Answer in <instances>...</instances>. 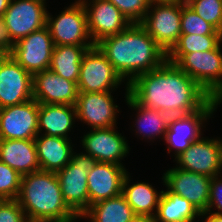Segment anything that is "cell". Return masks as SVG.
<instances>
[{
    "label": "cell",
    "mask_w": 222,
    "mask_h": 222,
    "mask_svg": "<svg viewBox=\"0 0 222 222\" xmlns=\"http://www.w3.org/2000/svg\"><path fill=\"white\" fill-rule=\"evenodd\" d=\"M29 222H75L65 203L56 172L37 171L21 177L17 198Z\"/></svg>",
    "instance_id": "3957f363"
},
{
    "label": "cell",
    "mask_w": 222,
    "mask_h": 222,
    "mask_svg": "<svg viewBox=\"0 0 222 222\" xmlns=\"http://www.w3.org/2000/svg\"><path fill=\"white\" fill-rule=\"evenodd\" d=\"M78 94L76 82L66 80L50 69L33 75V99L39 104L75 106Z\"/></svg>",
    "instance_id": "d6986e66"
},
{
    "label": "cell",
    "mask_w": 222,
    "mask_h": 222,
    "mask_svg": "<svg viewBox=\"0 0 222 222\" xmlns=\"http://www.w3.org/2000/svg\"><path fill=\"white\" fill-rule=\"evenodd\" d=\"M126 137L119 134L115 127L91 129L84 134L81 144L89 156L98 162L123 166L121 160L129 153Z\"/></svg>",
    "instance_id": "e0dca14e"
},
{
    "label": "cell",
    "mask_w": 222,
    "mask_h": 222,
    "mask_svg": "<svg viewBox=\"0 0 222 222\" xmlns=\"http://www.w3.org/2000/svg\"><path fill=\"white\" fill-rule=\"evenodd\" d=\"M54 46L49 29L44 26L15 43L10 55L33 76L49 69Z\"/></svg>",
    "instance_id": "30bf717a"
},
{
    "label": "cell",
    "mask_w": 222,
    "mask_h": 222,
    "mask_svg": "<svg viewBox=\"0 0 222 222\" xmlns=\"http://www.w3.org/2000/svg\"><path fill=\"white\" fill-rule=\"evenodd\" d=\"M206 22L222 33V0H185Z\"/></svg>",
    "instance_id": "4dcf8cb0"
},
{
    "label": "cell",
    "mask_w": 222,
    "mask_h": 222,
    "mask_svg": "<svg viewBox=\"0 0 222 222\" xmlns=\"http://www.w3.org/2000/svg\"><path fill=\"white\" fill-rule=\"evenodd\" d=\"M54 18L47 13L46 26L54 45H95L89 34L86 10L80 0Z\"/></svg>",
    "instance_id": "ba28073f"
},
{
    "label": "cell",
    "mask_w": 222,
    "mask_h": 222,
    "mask_svg": "<svg viewBox=\"0 0 222 222\" xmlns=\"http://www.w3.org/2000/svg\"><path fill=\"white\" fill-rule=\"evenodd\" d=\"M136 214L120 194L91 205L81 216L91 222H129Z\"/></svg>",
    "instance_id": "83f0119b"
},
{
    "label": "cell",
    "mask_w": 222,
    "mask_h": 222,
    "mask_svg": "<svg viewBox=\"0 0 222 222\" xmlns=\"http://www.w3.org/2000/svg\"><path fill=\"white\" fill-rule=\"evenodd\" d=\"M98 161L73 151L70 162L56 172L65 203L80 218L89 208L88 173Z\"/></svg>",
    "instance_id": "277c9868"
},
{
    "label": "cell",
    "mask_w": 222,
    "mask_h": 222,
    "mask_svg": "<svg viewBox=\"0 0 222 222\" xmlns=\"http://www.w3.org/2000/svg\"><path fill=\"white\" fill-rule=\"evenodd\" d=\"M177 168L204 174L219 175L222 170V140L200 137L175 158Z\"/></svg>",
    "instance_id": "8fae6325"
},
{
    "label": "cell",
    "mask_w": 222,
    "mask_h": 222,
    "mask_svg": "<svg viewBox=\"0 0 222 222\" xmlns=\"http://www.w3.org/2000/svg\"><path fill=\"white\" fill-rule=\"evenodd\" d=\"M221 103L220 100L212 98L202 109L186 115L171 116L165 141L168 144V153L174 148L176 158L184 152L190 144L201 137V127L207 121ZM171 146V147H170Z\"/></svg>",
    "instance_id": "9c48e42d"
},
{
    "label": "cell",
    "mask_w": 222,
    "mask_h": 222,
    "mask_svg": "<svg viewBox=\"0 0 222 222\" xmlns=\"http://www.w3.org/2000/svg\"><path fill=\"white\" fill-rule=\"evenodd\" d=\"M123 81L97 45L85 52L77 82L79 93L113 91Z\"/></svg>",
    "instance_id": "52a82bcc"
},
{
    "label": "cell",
    "mask_w": 222,
    "mask_h": 222,
    "mask_svg": "<svg viewBox=\"0 0 222 222\" xmlns=\"http://www.w3.org/2000/svg\"><path fill=\"white\" fill-rule=\"evenodd\" d=\"M96 45L121 78L128 80L127 84L138 75L158 68L167 59V53L140 24H131Z\"/></svg>",
    "instance_id": "7a4b0ae2"
},
{
    "label": "cell",
    "mask_w": 222,
    "mask_h": 222,
    "mask_svg": "<svg viewBox=\"0 0 222 222\" xmlns=\"http://www.w3.org/2000/svg\"><path fill=\"white\" fill-rule=\"evenodd\" d=\"M0 222H29L17 199L0 200Z\"/></svg>",
    "instance_id": "836d02e7"
},
{
    "label": "cell",
    "mask_w": 222,
    "mask_h": 222,
    "mask_svg": "<svg viewBox=\"0 0 222 222\" xmlns=\"http://www.w3.org/2000/svg\"><path fill=\"white\" fill-rule=\"evenodd\" d=\"M21 176L0 161V200L17 199L20 193Z\"/></svg>",
    "instance_id": "1f68e13d"
},
{
    "label": "cell",
    "mask_w": 222,
    "mask_h": 222,
    "mask_svg": "<svg viewBox=\"0 0 222 222\" xmlns=\"http://www.w3.org/2000/svg\"><path fill=\"white\" fill-rule=\"evenodd\" d=\"M127 173L124 166L97 162L88 173L89 207L122 194L123 180Z\"/></svg>",
    "instance_id": "ffe728a7"
},
{
    "label": "cell",
    "mask_w": 222,
    "mask_h": 222,
    "mask_svg": "<svg viewBox=\"0 0 222 222\" xmlns=\"http://www.w3.org/2000/svg\"><path fill=\"white\" fill-rule=\"evenodd\" d=\"M176 65L195 80L212 98L222 102V53L212 50L186 53Z\"/></svg>",
    "instance_id": "8992f818"
},
{
    "label": "cell",
    "mask_w": 222,
    "mask_h": 222,
    "mask_svg": "<svg viewBox=\"0 0 222 222\" xmlns=\"http://www.w3.org/2000/svg\"><path fill=\"white\" fill-rule=\"evenodd\" d=\"M77 119L76 108L73 105L39 104L38 135L68 137L73 123Z\"/></svg>",
    "instance_id": "603a6c76"
},
{
    "label": "cell",
    "mask_w": 222,
    "mask_h": 222,
    "mask_svg": "<svg viewBox=\"0 0 222 222\" xmlns=\"http://www.w3.org/2000/svg\"><path fill=\"white\" fill-rule=\"evenodd\" d=\"M15 43L13 42L9 29L6 26L5 19L0 16V51L10 55L13 51Z\"/></svg>",
    "instance_id": "d590c367"
},
{
    "label": "cell",
    "mask_w": 222,
    "mask_h": 222,
    "mask_svg": "<svg viewBox=\"0 0 222 222\" xmlns=\"http://www.w3.org/2000/svg\"><path fill=\"white\" fill-rule=\"evenodd\" d=\"M111 93H79L75 104L77 120L80 119L92 129L116 127L119 106L114 103Z\"/></svg>",
    "instance_id": "ac0fdd59"
},
{
    "label": "cell",
    "mask_w": 222,
    "mask_h": 222,
    "mask_svg": "<svg viewBox=\"0 0 222 222\" xmlns=\"http://www.w3.org/2000/svg\"><path fill=\"white\" fill-rule=\"evenodd\" d=\"M7 56V54L1 53L0 54V64L2 63L3 59Z\"/></svg>",
    "instance_id": "ab89813d"
},
{
    "label": "cell",
    "mask_w": 222,
    "mask_h": 222,
    "mask_svg": "<svg viewBox=\"0 0 222 222\" xmlns=\"http://www.w3.org/2000/svg\"><path fill=\"white\" fill-rule=\"evenodd\" d=\"M220 175L211 177L210 190H209V200L207 210L211 212L212 208L216 207L219 211L213 212L218 215H222V180L219 179Z\"/></svg>",
    "instance_id": "e575fe53"
},
{
    "label": "cell",
    "mask_w": 222,
    "mask_h": 222,
    "mask_svg": "<svg viewBox=\"0 0 222 222\" xmlns=\"http://www.w3.org/2000/svg\"><path fill=\"white\" fill-rule=\"evenodd\" d=\"M129 181L130 178L127 173L123 180L122 195L125 197L134 213L136 215L155 217L163 190L159 193L152 185L146 182L129 185Z\"/></svg>",
    "instance_id": "cb8c5ba5"
},
{
    "label": "cell",
    "mask_w": 222,
    "mask_h": 222,
    "mask_svg": "<svg viewBox=\"0 0 222 222\" xmlns=\"http://www.w3.org/2000/svg\"><path fill=\"white\" fill-rule=\"evenodd\" d=\"M200 212L185 198L171 192L162 191L155 222H194Z\"/></svg>",
    "instance_id": "4316f807"
},
{
    "label": "cell",
    "mask_w": 222,
    "mask_h": 222,
    "mask_svg": "<svg viewBox=\"0 0 222 222\" xmlns=\"http://www.w3.org/2000/svg\"><path fill=\"white\" fill-rule=\"evenodd\" d=\"M95 45H55L49 69L66 80L78 82L82 57Z\"/></svg>",
    "instance_id": "d4e9b609"
},
{
    "label": "cell",
    "mask_w": 222,
    "mask_h": 222,
    "mask_svg": "<svg viewBox=\"0 0 222 222\" xmlns=\"http://www.w3.org/2000/svg\"><path fill=\"white\" fill-rule=\"evenodd\" d=\"M11 0H0V16H3Z\"/></svg>",
    "instance_id": "f35d334b"
},
{
    "label": "cell",
    "mask_w": 222,
    "mask_h": 222,
    "mask_svg": "<svg viewBox=\"0 0 222 222\" xmlns=\"http://www.w3.org/2000/svg\"><path fill=\"white\" fill-rule=\"evenodd\" d=\"M200 216L202 217L206 216L205 222H222V215H218L212 212L205 211L200 213Z\"/></svg>",
    "instance_id": "8d00e7d4"
},
{
    "label": "cell",
    "mask_w": 222,
    "mask_h": 222,
    "mask_svg": "<svg viewBox=\"0 0 222 222\" xmlns=\"http://www.w3.org/2000/svg\"><path fill=\"white\" fill-rule=\"evenodd\" d=\"M85 7L91 40L96 45L103 38L116 35L131 23L109 0H80ZM91 6V7H90Z\"/></svg>",
    "instance_id": "5bb4252c"
},
{
    "label": "cell",
    "mask_w": 222,
    "mask_h": 222,
    "mask_svg": "<svg viewBox=\"0 0 222 222\" xmlns=\"http://www.w3.org/2000/svg\"><path fill=\"white\" fill-rule=\"evenodd\" d=\"M128 90L139 105L170 116L194 113L212 99L195 80L167 59L158 68L135 77Z\"/></svg>",
    "instance_id": "6da1fadb"
},
{
    "label": "cell",
    "mask_w": 222,
    "mask_h": 222,
    "mask_svg": "<svg viewBox=\"0 0 222 222\" xmlns=\"http://www.w3.org/2000/svg\"><path fill=\"white\" fill-rule=\"evenodd\" d=\"M39 103L35 99L0 109V139H35Z\"/></svg>",
    "instance_id": "4fadbf2b"
},
{
    "label": "cell",
    "mask_w": 222,
    "mask_h": 222,
    "mask_svg": "<svg viewBox=\"0 0 222 222\" xmlns=\"http://www.w3.org/2000/svg\"><path fill=\"white\" fill-rule=\"evenodd\" d=\"M126 103L131 107V109L136 110L137 124L136 133L142 135L143 138H150L153 140L156 136L163 135L162 138H165L166 131L169 125L170 115L163 113L161 111L145 108L144 106L139 105L130 95L128 90V84L126 83V93H125Z\"/></svg>",
    "instance_id": "484cf974"
},
{
    "label": "cell",
    "mask_w": 222,
    "mask_h": 222,
    "mask_svg": "<svg viewBox=\"0 0 222 222\" xmlns=\"http://www.w3.org/2000/svg\"><path fill=\"white\" fill-rule=\"evenodd\" d=\"M0 161L20 176L40 171L34 139H0Z\"/></svg>",
    "instance_id": "44dd1931"
},
{
    "label": "cell",
    "mask_w": 222,
    "mask_h": 222,
    "mask_svg": "<svg viewBox=\"0 0 222 222\" xmlns=\"http://www.w3.org/2000/svg\"><path fill=\"white\" fill-rule=\"evenodd\" d=\"M131 24H140L152 0H109Z\"/></svg>",
    "instance_id": "d6a6232c"
},
{
    "label": "cell",
    "mask_w": 222,
    "mask_h": 222,
    "mask_svg": "<svg viewBox=\"0 0 222 222\" xmlns=\"http://www.w3.org/2000/svg\"><path fill=\"white\" fill-rule=\"evenodd\" d=\"M129 222H155V219L147 215H135Z\"/></svg>",
    "instance_id": "74e56055"
},
{
    "label": "cell",
    "mask_w": 222,
    "mask_h": 222,
    "mask_svg": "<svg viewBox=\"0 0 222 222\" xmlns=\"http://www.w3.org/2000/svg\"><path fill=\"white\" fill-rule=\"evenodd\" d=\"M33 99V76L11 55L0 64V109Z\"/></svg>",
    "instance_id": "9a60e30c"
},
{
    "label": "cell",
    "mask_w": 222,
    "mask_h": 222,
    "mask_svg": "<svg viewBox=\"0 0 222 222\" xmlns=\"http://www.w3.org/2000/svg\"><path fill=\"white\" fill-rule=\"evenodd\" d=\"M222 42V35L181 34L177 43L167 53V60L177 63L186 53L215 49Z\"/></svg>",
    "instance_id": "f1b7e54d"
},
{
    "label": "cell",
    "mask_w": 222,
    "mask_h": 222,
    "mask_svg": "<svg viewBox=\"0 0 222 222\" xmlns=\"http://www.w3.org/2000/svg\"><path fill=\"white\" fill-rule=\"evenodd\" d=\"M181 14L182 0H152L140 25L168 53L181 35Z\"/></svg>",
    "instance_id": "5b68a950"
},
{
    "label": "cell",
    "mask_w": 222,
    "mask_h": 222,
    "mask_svg": "<svg viewBox=\"0 0 222 222\" xmlns=\"http://www.w3.org/2000/svg\"><path fill=\"white\" fill-rule=\"evenodd\" d=\"M163 174L162 180L166 188L187 199L200 213L207 210L210 176L177 167L169 169Z\"/></svg>",
    "instance_id": "2e32d148"
},
{
    "label": "cell",
    "mask_w": 222,
    "mask_h": 222,
    "mask_svg": "<svg viewBox=\"0 0 222 222\" xmlns=\"http://www.w3.org/2000/svg\"><path fill=\"white\" fill-rule=\"evenodd\" d=\"M34 141L41 171L57 172L70 162L74 150L71 139L42 134Z\"/></svg>",
    "instance_id": "7402d4cb"
},
{
    "label": "cell",
    "mask_w": 222,
    "mask_h": 222,
    "mask_svg": "<svg viewBox=\"0 0 222 222\" xmlns=\"http://www.w3.org/2000/svg\"><path fill=\"white\" fill-rule=\"evenodd\" d=\"M181 34L222 35L213 25L206 22L182 0Z\"/></svg>",
    "instance_id": "f546056e"
},
{
    "label": "cell",
    "mask_w": 222,
    "mask_h": 222,
    "mask_svg": "<svg viewBox=\"0 0 222 222\" xmlns=\"http://www.w3.org/2000/svg\"><path fill=\"white\" fill-rule=\"evenodd\" d=\"M45 0H11L3 17L14 43L46 26Z\"/></svg>",
    "instance_id": "7c38bea8"
}]
</instances>
